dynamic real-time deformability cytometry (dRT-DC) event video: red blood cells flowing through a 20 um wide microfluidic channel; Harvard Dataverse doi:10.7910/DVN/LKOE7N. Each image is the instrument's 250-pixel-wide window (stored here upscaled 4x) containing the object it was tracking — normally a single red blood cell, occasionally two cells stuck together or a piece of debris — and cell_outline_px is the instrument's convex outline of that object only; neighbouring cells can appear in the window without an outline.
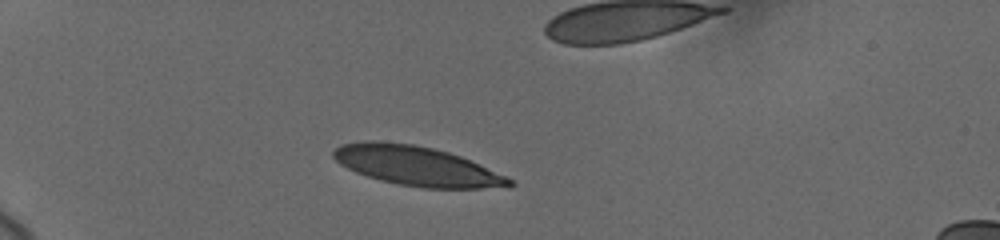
{"species": "human", "species_latin": "Homo sapiens", "temperature_condition": "cold", "stored_images_in_passage": 36, "camera_frame_rate_fps": 3000, "um_per_image_px": 0.085, "donor": {"sex": "female"}, "frame": {"image": 1, "passage_image": 1, "time_ms": 0.0, "image_size_px": [1000, 240], "cell_outline_px": [[516, 184], [480, 188], [424, 188], [396, 184], [380, 180], [356, 172], [340, 164], [332, 156], [332, 152], [340, 144], [368, 140], [376, 140], [412, 144], [432, 148], [448, 152], [460, 156], [504, 176], [512, 180]], "centroid_in_image_um": [35.32, 14.09], "position_along_channel_um": 49.7, "area_um2": 39.88}}
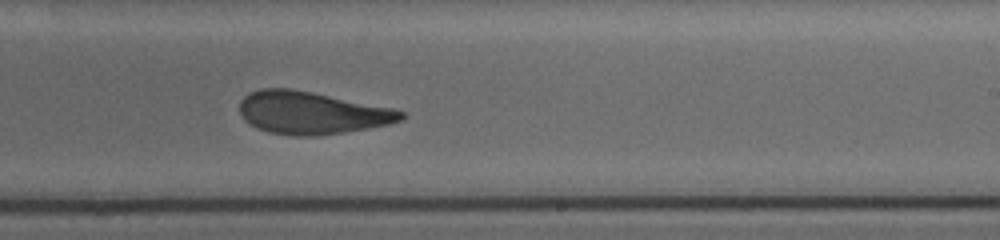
{"frame": {"image": 2, "passage_image": 19, "time_ms": 7.0, "image_size_px": [1000, 240], "cell_outline_px": [[404, 120], [388, 124], [368, 128], [344, 132], [312, 136], [292, 136], [268, 132], [256, 128], [244, 120], [240, 112], [240, 100], [248, 92], [260, 88], [288, 88], [312, 92], [392, 108], [404, 112]], "centroid_in_image_um": [26.45, 9.59], "position_along_channel_um": 262.6, "area_um2": 40.0}}
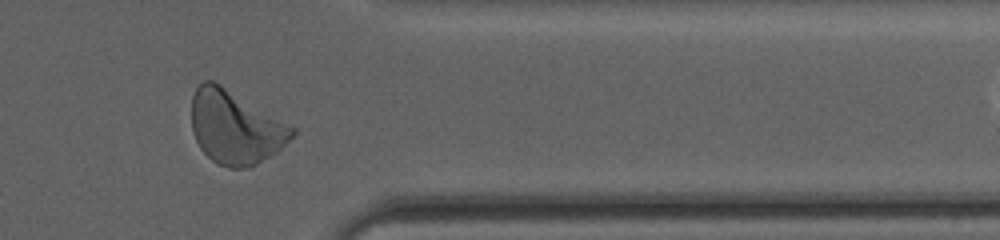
{"frame": {"image": 3, "passage_image": 29, "time_ms": 10.667, "image_size_px": [1000, 240], "cell_outline_px": [[296, 132], [276, 152], [256, 164], [248, 168], [228, 168], [216, 164], [200, 148], [196, 140], [192, 128], [192, 96], [196, 88], [204, 80], [212, 80], [220, 84], [296, 128]], "centroid_in_image_um": [19.98, 10.83], "position_along_channel_um": 391.4, "area_um2": 42.6}, "authors_computed_cell_mechanics": {"area_um2": 41.0958, "velocity_mm_per_s": 3.6654, "shape_relaxation_time_tau1_ms": 5.6052, "shape_relaxation_time_tau2_ms": 1.9962, "deformation_change_tau1": 0.1901, "deformation_change_tau2": 0.0758}}